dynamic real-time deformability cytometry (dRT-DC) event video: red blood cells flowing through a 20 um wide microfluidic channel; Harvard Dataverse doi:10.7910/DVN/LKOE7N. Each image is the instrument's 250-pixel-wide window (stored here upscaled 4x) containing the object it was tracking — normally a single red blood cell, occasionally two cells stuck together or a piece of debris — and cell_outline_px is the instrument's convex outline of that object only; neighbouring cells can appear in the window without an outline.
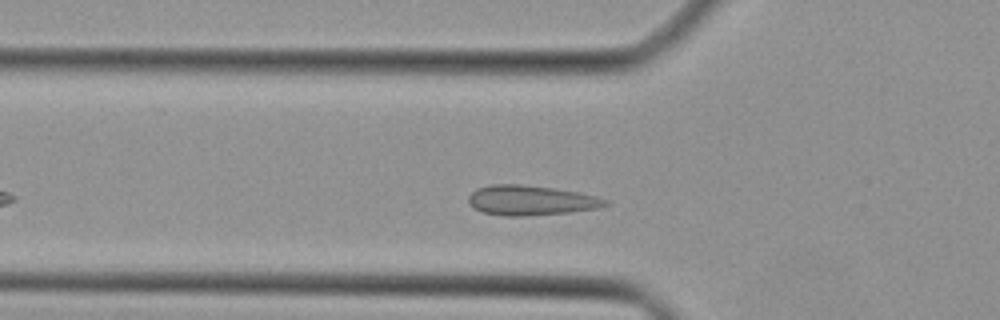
{"species": "Egyptian fruit bat (a non-hibernating species)", "species_latin": "Rousettus aegyptiacus", "temperature_condition": "cold", "stored_images_in_passage": 36, "camera_frame_rate_fps": 3000, "um_per_image_px": 0.085, "animal": {"sex": "female"}, "frame": {"image": 1, "passage_image": 7, "time_ms": 2.0, "image_size_px": [1000, 320], "cell_outline_px": [[612, 204], [600, 208], [568, 212], [524, 216], [504, 216], [484, 212], [472, 208], [468, 204], [468, 196], [472, 192], [480, 188], [492, 184], [520, 184], [556, 188], [596, 196], [608, 200]], "centroid_in_image_um": [45.14, 17.03], "position_along_channel_um": 80.7, "area_um2": 23.93}}
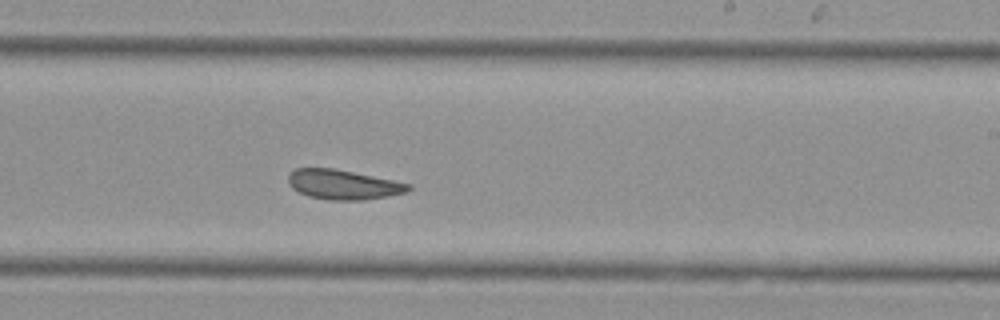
{"frame": {"image": 2, "passage_image": 19, "time_ms": 6.0, "image_size_px": [1000, 320], "cell_outline_px": [[412, 188], [408, 192], [388, 196], [360, 200], [328, 200], [308, 196], [292, 188], [288, 184], [288, 176], [296, 168], [332, 168], [412, 184]], "centroid_in_image_um": [29.18, 15.7], "position_along_channel_um": 259.8, "area_um2": 20.63}}
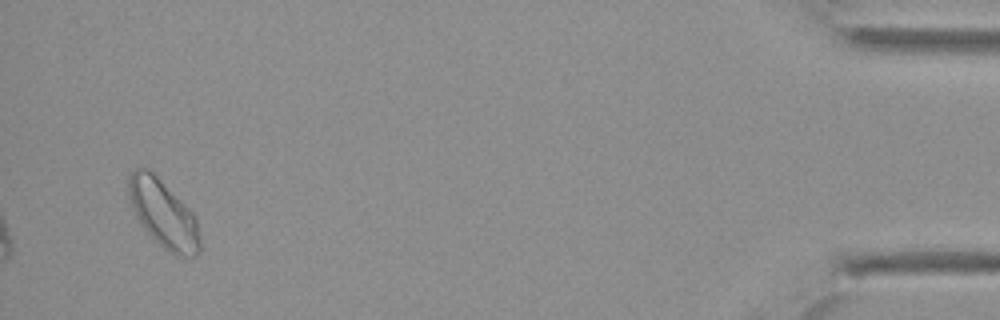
{"frame": {"image": 3, "passage_image": 35, "time_ms": 11.333, "image_size_px": [1000, 320], "cell_outline_px": [[200, 252], [196, 256], [180, 256], [168, 252], [140, 224], [132, 208], [128, 196], [128, 176], [136, 168], [148, 168], [196, 216], [200, 240]], "centroid_in_image_um": [13.88, 18.19], "position_along_channel_um": 421.3, "area_um2": 27.74}}